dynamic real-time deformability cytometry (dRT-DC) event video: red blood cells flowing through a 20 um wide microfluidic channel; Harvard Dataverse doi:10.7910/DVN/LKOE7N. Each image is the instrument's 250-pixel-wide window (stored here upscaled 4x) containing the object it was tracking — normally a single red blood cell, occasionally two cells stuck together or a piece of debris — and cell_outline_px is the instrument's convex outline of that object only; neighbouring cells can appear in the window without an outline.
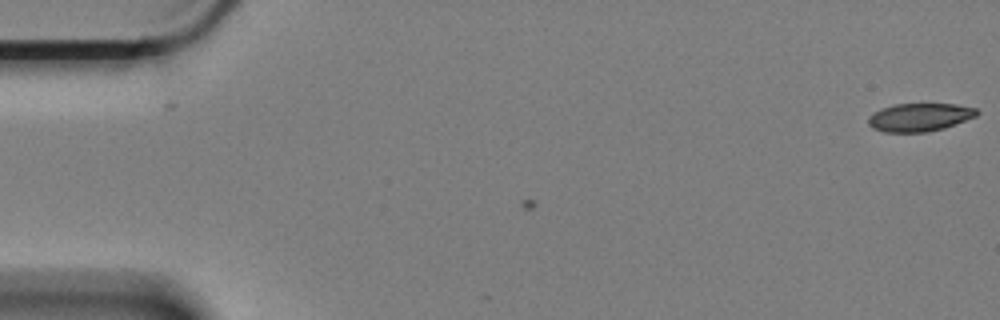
{"species": "Egyptian fruit bat (a non-hibernating species)", "species_latin": "Rousettus aegyptiacus", "temperature_condition": "cold", "stored_images_in_passage": 60, "camera_frame_rate_fps": 3000, "um_per_image_px": 0.085, "animal": {"sex": "female"}, "frame": {"image": 1, "passage_image": 1, "time_ms": 0.0, "image_size_px": [1000, 320], "cell_outline_px": [[976, 112], [960, 120], [936, 128], [908, 132], [900, 132], [880, 128], [872, 124], [872, 120], [880, 112], [888, 108], [908, 104], [944, 104], [964, 108]], "centroid_in_image_um": [78.13, 9.95], "position_along_channel_um": 6.9, "area_um2": 14.62}}
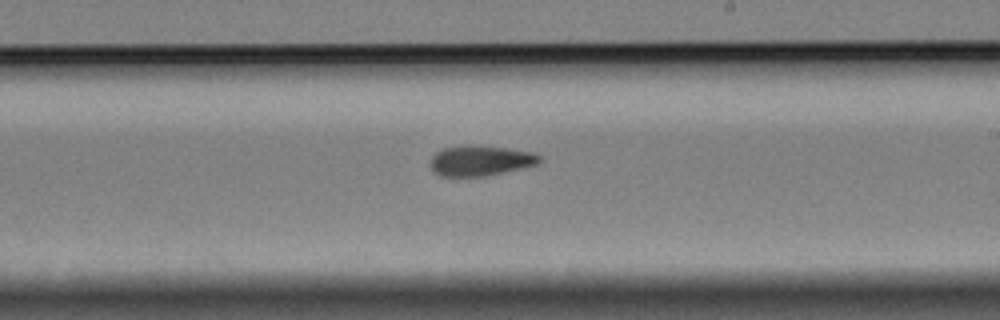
{"frame": {"image": 2, "passage_image": 35, "time_ms": 11.333, "image_size_px": [1000, 320], "cell_outline_px": [[532, 160], [520, 164], [480, 172], [444, 172], [436, 164], [436, 160], [440, 156], [448, 152], [508, 152], [532, 156]], "centroid_in_image_um": [40.73, 13.7], "position_along_channel_um": 248.3, "area_um2": 10.98}}
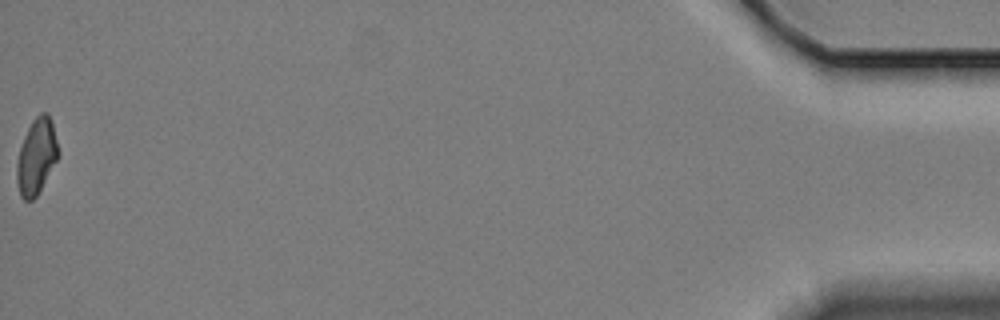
{"frame": {"image": 3, "passage_image": 60, "time_ms": 19.667, "image_size_px": [1000, 320], "cell_outline_px": [[56, 156], [36, 192], [28, 200], [24, 196], [20, 188], [20, 152], [32, 124], [36, 120], [44, 116], [48, 116], [52, 128], [56, 144]], "centroid_in_image_um": [3.12, 13.26], "position_along_channel_um": 432.1, "area_um2": 14.62}}